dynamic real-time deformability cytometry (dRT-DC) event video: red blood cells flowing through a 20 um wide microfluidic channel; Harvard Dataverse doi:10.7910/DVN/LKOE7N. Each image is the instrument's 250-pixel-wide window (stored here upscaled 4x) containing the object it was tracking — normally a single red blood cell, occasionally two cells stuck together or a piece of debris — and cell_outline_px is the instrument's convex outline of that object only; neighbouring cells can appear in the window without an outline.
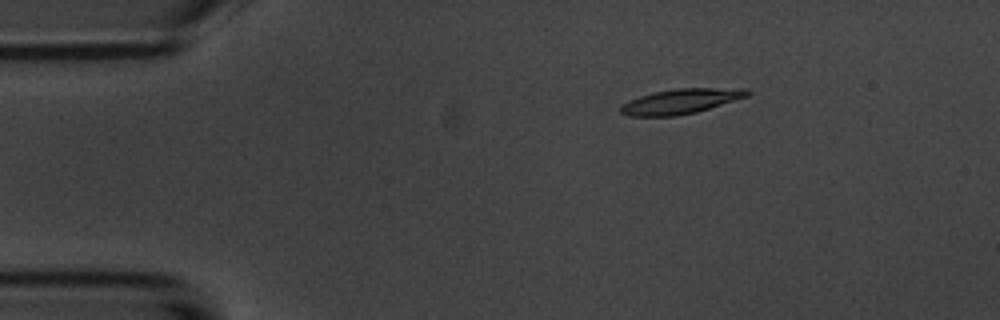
{"species": "common noctule bat (a hibernating species)", "species_latin": "Nyctalus noctula", "temperature_condition": "room temperature", "stored_images_in_passage": 3, "camera_frame_rate_fps": 3000, "um_per_image_px": 0.085, "animal": {"sex": "male", "body_mass_g": 20.1, "forearm_length_mm": 53.5}, "frame": {"image": 1, "passage_image": 1, "time_ms": 0.0, "image_size_px": [1000, 320], "cell_outline_px": [[752, 92], [748, 96], [696, 112], [676, 116], [628, 116], [620, 112], [620, 108], [628, 100], [640, 96], [656, 92], [676, 88], [748, 88]], "centroid_in_image_um": [57.89, 8.61], "position_along_channel_um": 27.1, "area_um2": 18.32}}